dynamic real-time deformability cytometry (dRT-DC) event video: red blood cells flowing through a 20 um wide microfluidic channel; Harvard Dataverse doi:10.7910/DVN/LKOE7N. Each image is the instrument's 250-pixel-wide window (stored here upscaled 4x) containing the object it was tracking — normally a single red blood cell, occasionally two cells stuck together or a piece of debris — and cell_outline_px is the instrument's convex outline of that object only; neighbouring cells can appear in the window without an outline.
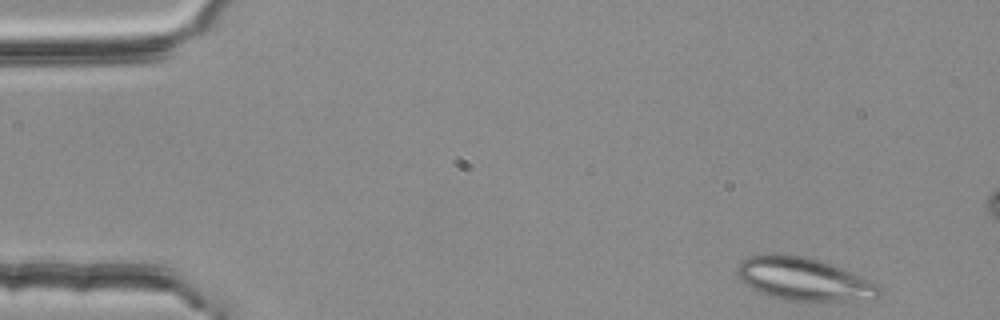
{"species": "common noctule bat (a hibernating species)", "species_latin": "Nyctalus noctula", "temperature_condition": "room temperature", "stored_images_in_passage": 48, "segment_of_instrument_passage": [1, 2], "camera_frame_rate_fps": 3000, "um_per_image_px": 0.085, "animal": {"sex": "female", "body_mass_g": 25.1}, "frame": {"image": 1, "passage_image": 1, "time_ms": 0.0, "image_size_px": [1000, 320], "cell_outline_px": [[880, 296], [876, 300], [808, 304], [784, 300], [756, 292], [740, 280], [736, 272], [736, 268], [740, 260], [748, 256], [772, 252], [776, 252], [808, 256], [824, 260], [864, 276], [880, 284]], "centroid_in_image_um": [68.39, 23.75], "position_along_channel_um": 16.6, "area_um2": 38.03}}